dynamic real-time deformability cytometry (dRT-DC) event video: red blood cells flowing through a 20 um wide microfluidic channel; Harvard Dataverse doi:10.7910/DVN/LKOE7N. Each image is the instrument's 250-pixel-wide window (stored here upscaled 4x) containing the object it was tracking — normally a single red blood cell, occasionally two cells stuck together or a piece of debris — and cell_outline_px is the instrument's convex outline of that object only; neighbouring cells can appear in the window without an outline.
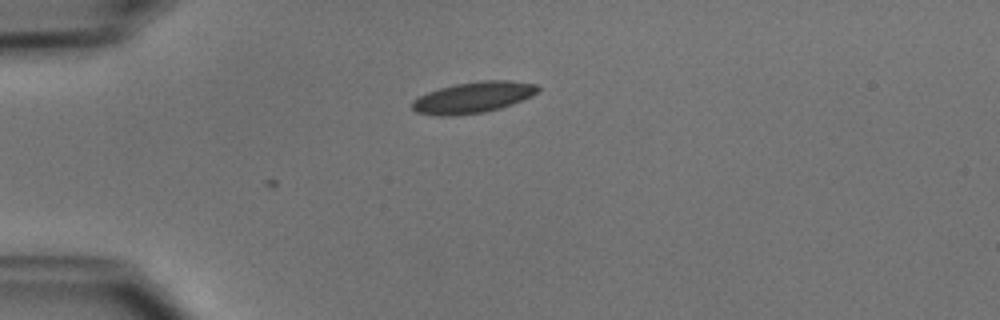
{"species": "common noctule bat (a hibernating species)", "species_latin": "Nyctalus noctula", "temperature_condition": "cold", "stored_images_in_passage": 3, "camera_frame_rate_fps": 3000, "um_per_image_px": 0.085, "animal": {"sex": "male", "body_mass_g": 15.6}, "frame": {"image": 1, "passage_image": 3, "time_ms": 0.667, "image_size_px": [1000, 320], "cell_outline_px": [[540, 88], [532, 96], [512, 104], [500, 108], [484, 112], [452, 116], [436, 116], [416, 112], [412, 108], [412, 100], [416, 96], [440, 88], [456, 84], [476, 80], [508, 80], [536, 84]], "centroid_in_image_um": [40.18, 8.28], "position_along_channel_um": 44.8, "area_um2": 22.95}}